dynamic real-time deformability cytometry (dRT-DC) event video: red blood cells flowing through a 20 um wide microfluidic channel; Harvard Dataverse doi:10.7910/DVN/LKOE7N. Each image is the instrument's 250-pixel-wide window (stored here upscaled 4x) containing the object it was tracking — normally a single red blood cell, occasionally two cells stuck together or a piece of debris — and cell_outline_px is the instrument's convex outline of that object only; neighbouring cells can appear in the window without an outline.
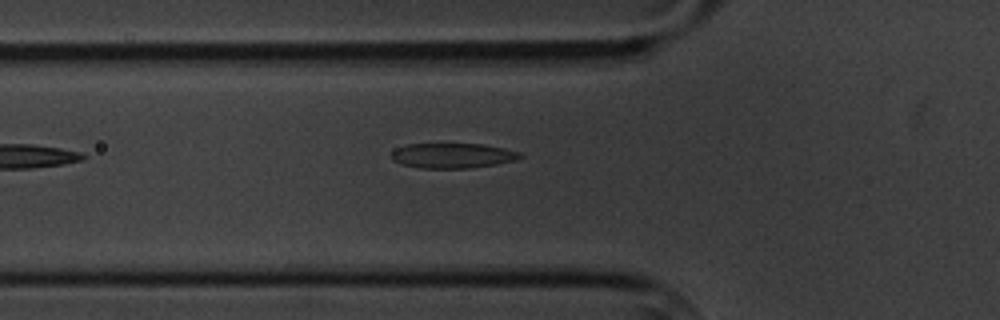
{"species": "common noctule bat (a hibernating species)", "species_latin": "Nyctalus noctula", "temperature_condition": "cold", "stored_images_in_passage": 5, "camera_frame_rate_fps": 3000, "um_per_image_px": 0.085, "animal": {"sex": "male", "body_mass_g": 20.1, "forearm_length_mm": 53.5}, "frame": {"image": 1, "passage_image": 5, "time_ms": 5.667, "image_size_px": [1000, 320], "cell_outline_px": [[524, 156], [516, 160], [496, 164], [468, 168], [420, 168], [404, 164], [392, 160], [388, 156], [396, 148], [408, 144], [484, 144], [504, 148], [520, 152]], "centroid_in_image_um": [38.47, 13.22], "position_along_channel_um": 87.3, "area_um2": 18.79}}